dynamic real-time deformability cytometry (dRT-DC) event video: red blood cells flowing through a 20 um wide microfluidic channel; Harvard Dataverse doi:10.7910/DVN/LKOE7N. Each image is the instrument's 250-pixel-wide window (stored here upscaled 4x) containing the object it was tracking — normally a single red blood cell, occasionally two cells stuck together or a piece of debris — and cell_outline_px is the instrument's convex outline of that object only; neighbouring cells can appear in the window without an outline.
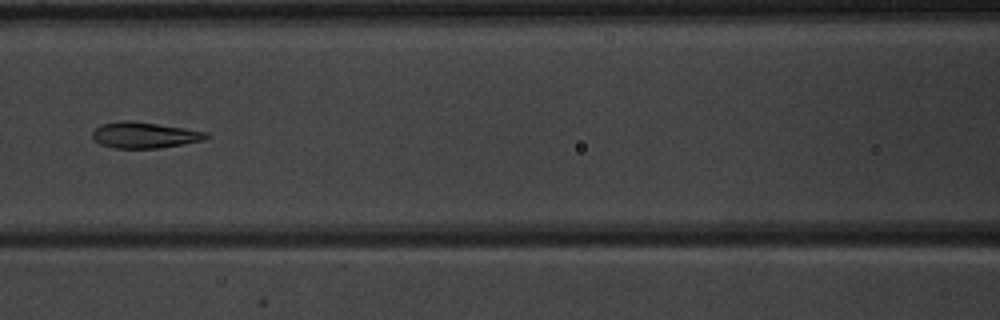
{"species": "common noctule bat (a hibernating species)", "species_latin": "Nyctalus noctula", "temperature_condition": "warm", "stored_images_in_passage": 8, "camera_frame_rate_fps": 3000, "um_per_image_px": 0.085, "animal": {"sex": "male", "body_mass_g": 20.1, "forearm_length_mm": 53.5}, "frame": {"image": 1, "passage_image": 8, "time_ms": 9.0, "image_size_px": [1000, 320], "cell_outline_px": [[212, 136], [204, 140], [184, 144], [156, 148], [116, 148], [100, 144], [92, 140], [92, 132], [100, 124], [120, 120], [128, 120], [184, 128], [208, 132]], "centroid_in_image_um": [12.27, 11.48], "position_along_channel_um": 154.3, "area_um2": 17.34}}